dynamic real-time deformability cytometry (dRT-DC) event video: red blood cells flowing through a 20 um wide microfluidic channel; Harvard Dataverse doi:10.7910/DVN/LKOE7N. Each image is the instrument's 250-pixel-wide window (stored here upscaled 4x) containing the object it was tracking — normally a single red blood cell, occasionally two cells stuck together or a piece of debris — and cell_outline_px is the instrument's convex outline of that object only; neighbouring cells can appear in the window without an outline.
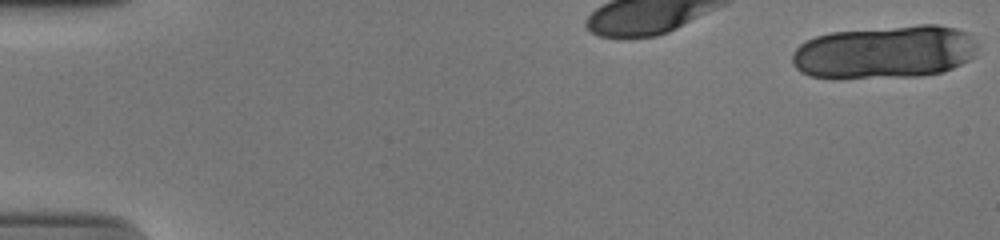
{"species": "human", "species_latin": "Homo sapiens", "temperature_condition": "cold", "stored_images_in_passage": 35, "camera_frame_rate_fps": 3000, "um_per_image_px": 0.085, "donor": {"sex": "male"}, "frame": {"image": 1, "passage_image": 1, "time_ms": 0.0, "image_size_px": [1000, 240], "cell_outline_px": [[976, 48], [972, 56], [968, 60], [944, 72], [920, 76], [808, 76], [800, 72], [792, 64], [792, 52], [800, 44], [816, 36], [832, 32], [920, 24], [936, 24], [956, 28], [964, 32]], "centroid_in_image_um": [75.17, 4.4], "position_along_channel_um": 9.8, "area_um2": 56.3}}
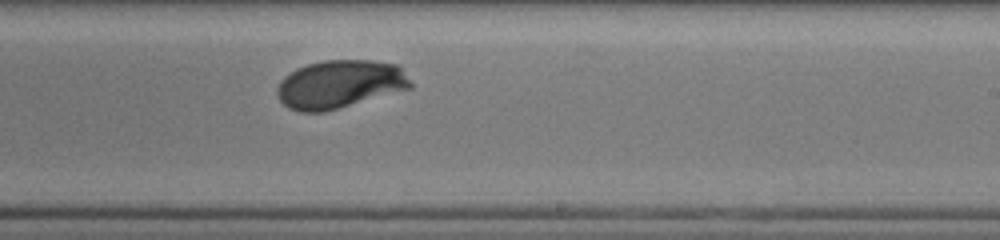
{"frame": {"image": 2, "passage_image": 25, "time_ms": 8.0, "image_size_px": [1000, 240], "cell_outline_px": [[412, 88], [336, 108], [320, 112], [300, 112], [288, 108], [280, 100], [276, 92], [276, 88], [280, 80], [284, 76], [296, 68], [308, 64], [324, 60], [372, 60], [396, 64], [400, 68], [412, 84]], "centroid_in_image_um": [28.83, 7.15], "position_along_channel_um": 260.2, "area_um2": 37.17}}
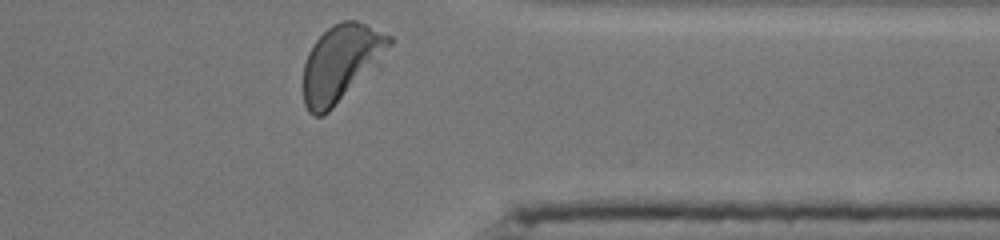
{"frame": {"image": 3, "passage_image": 35, "time_ms": 11.333, "image_size_px": [1000, 240], "cell_outline_px": [[392, 44], [380, 68], [324, 116], [312, 116], [308, 112], [304, 104], [304, 64], [308, 52], [312, 44], [332, 24], [344, 20], [356, 20], [392, 36]], "centroid_in_image_um": [29.05, 5.4], "position_along_channel_um": 382.3, "area_um2": 39.65}, "authors_computed_cell_mechanics": {"area_um2": 37.8012, "velocity_mm_per_s": 3.8384, "shape_relaxation_time_tau1_ms": 3.8868, "shape_relaxation_time_tau2_ms": null, "deformation_change_tau1": 0.1773, "deformation_change_tau2": null}}